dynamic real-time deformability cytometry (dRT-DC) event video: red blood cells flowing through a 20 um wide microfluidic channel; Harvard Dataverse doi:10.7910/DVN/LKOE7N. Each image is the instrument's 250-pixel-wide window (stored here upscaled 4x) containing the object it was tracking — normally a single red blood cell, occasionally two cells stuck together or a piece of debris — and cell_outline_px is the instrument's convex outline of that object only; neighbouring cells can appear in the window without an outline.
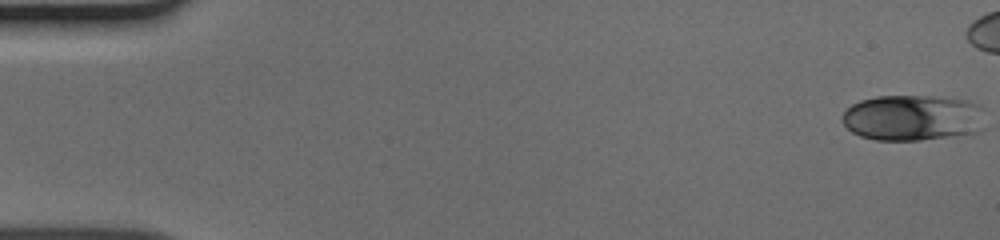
{"species": "human", "species_latin": "Homo sapiens", "temperature_condition": "cold", "stored_images_in_passage": 45, "camera_frame_rate_fps": 3000, "um_per_image_px": 0.085, "donor": {"sex": "male"}, "frame": {"image": 1, "passage_image": 1, "time_ms": 0.0, "image_size_px": [1000, 240], "cell_outline_px": [[984, 128], [980, 132], [920, 140], [876, 140], [860, 136], [852, 132], [840, 120], [844, 112], [852, 104], [860, 100], [876, 96], [932, 96], [968, 100], [980, 104]], "centroid_in_image_um": [77.58, 10.0], "position_along_channel_um": 7.4, "area_um2": 38.49}}
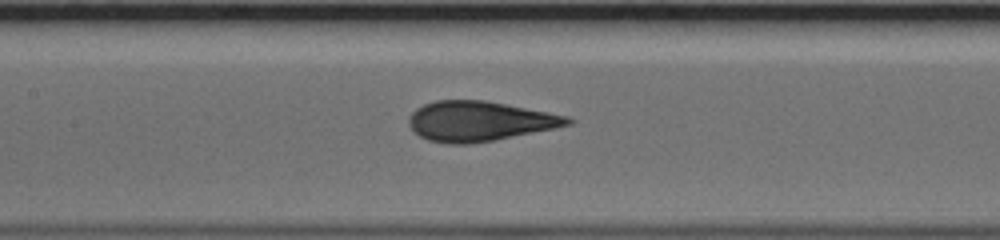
{"frame": {"image": 2, "passage_image": 24, "time_ms": 7.667, "image_size_px": [1000, 240], "cell_outline_px": [[576, 120], [572, 124], [556, 128], [496, 140], [468, 144], [448, 144], [428, 140], [420, 136], [408, 124], [408, 116], [416, 108], [424, 104], [436, 100], [484, 100], [548, 112], [568, 116]], "centroid_in_image_um": [40.76, 10.3], "position_along_channel_um": 166.6, "area_um2": 37.05}}
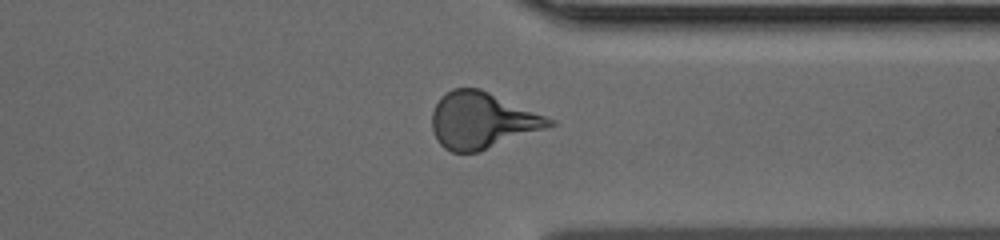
{"frame": {"image": 3, "passage_image": 39, "time_ms": 12.667, "image_size_px": [1000, 240], "cell_outline_px": [[556, 124], [480, 152], [452, 152], [444, 148], [436, 140], [432, 128], [432, 112], [440, 96], [452, 88], [480, 88], [556, 120]], "centroid_in_image_um": [40.95, 10.24], "position_along_channel_um": 370.4, "area_um2": 38.49}}